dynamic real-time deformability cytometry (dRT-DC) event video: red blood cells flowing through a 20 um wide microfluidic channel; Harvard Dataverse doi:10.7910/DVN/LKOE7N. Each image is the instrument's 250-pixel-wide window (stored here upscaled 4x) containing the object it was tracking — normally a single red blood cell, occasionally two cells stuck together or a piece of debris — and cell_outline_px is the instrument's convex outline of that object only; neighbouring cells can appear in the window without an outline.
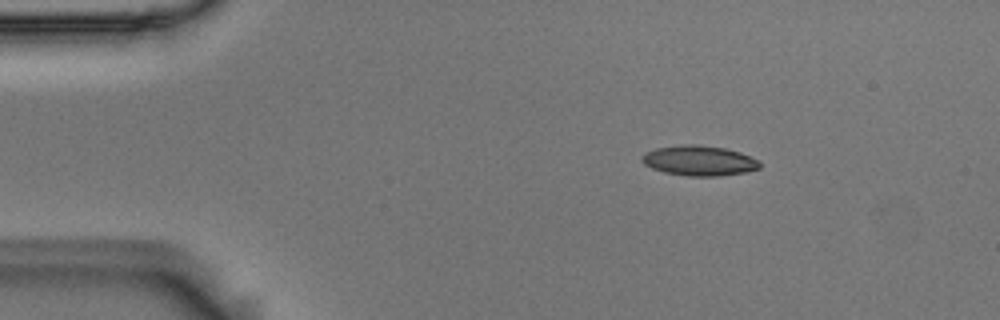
{"species": "Egyptian fruit bat (a non-hibernating species)", "species_latin": "Rousettus aegyptiacus", "temperature_condition": "room temperature", "stored_images_in_passage": 3, "camera_frame_rate_fps": 3000, "um_per_image_px": 0.085, "animal": {"sex": "male"}, "frame": {"image": 1, "passage_image": 2, "time_ms": 0.333, "image_size_px": [1000, 320], "cell_outline_px": [[760, 168], [748, 172], [720, 176], [688, 176], [664, 172], [652, 168], [644, 164], [640, 160], [640, 156], [644, 152], [656, 148], [684, 144], [696, 144], [724, 148], [740, 152], [760, 160]], "centroid_in_image_um": [59.42, 13.65], "position_along_channel_um": 25.6, "area_um2": 20.92}}